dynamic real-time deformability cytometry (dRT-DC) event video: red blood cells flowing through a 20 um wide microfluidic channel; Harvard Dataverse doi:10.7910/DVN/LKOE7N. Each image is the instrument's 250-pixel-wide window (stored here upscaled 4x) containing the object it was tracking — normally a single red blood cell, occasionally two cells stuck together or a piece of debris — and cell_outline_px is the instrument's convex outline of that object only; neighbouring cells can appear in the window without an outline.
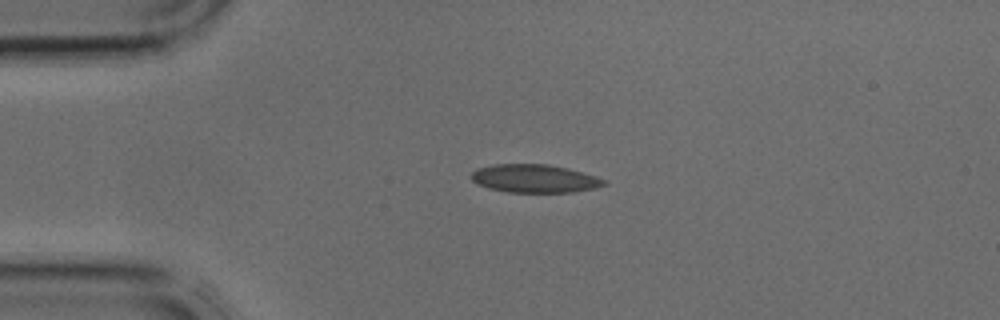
{"species": "common noctule bat (a hibernating species)", "species_latin": "Nyctalus noctula", "temperature_condition": "cold", "stored_images_in_passage": 2, "camera_frame_rate_fps": 3000, "um_per_image_px": 0.085, "animal": {"sex": "male", "body_mass_g": 17.9, "forearm_length_mm": 54.2}, "frame": {"image": 1, "passage_image": 1, "time_ms": 0.0, "image_size_px": [1000, 320], "cell_outline_px": [[608, 184], [596, 188], [572, 192], [508, 192], [488, 188], [472, 180], [468, 176], [476, 168], [492, 164], [548, 164], [568, 168], [596, 176], [608, 180]], "centroid_in_image_um": [45.45, 15.17], "position_along_channel_um": 39.5, "area_um2": 22.02}}